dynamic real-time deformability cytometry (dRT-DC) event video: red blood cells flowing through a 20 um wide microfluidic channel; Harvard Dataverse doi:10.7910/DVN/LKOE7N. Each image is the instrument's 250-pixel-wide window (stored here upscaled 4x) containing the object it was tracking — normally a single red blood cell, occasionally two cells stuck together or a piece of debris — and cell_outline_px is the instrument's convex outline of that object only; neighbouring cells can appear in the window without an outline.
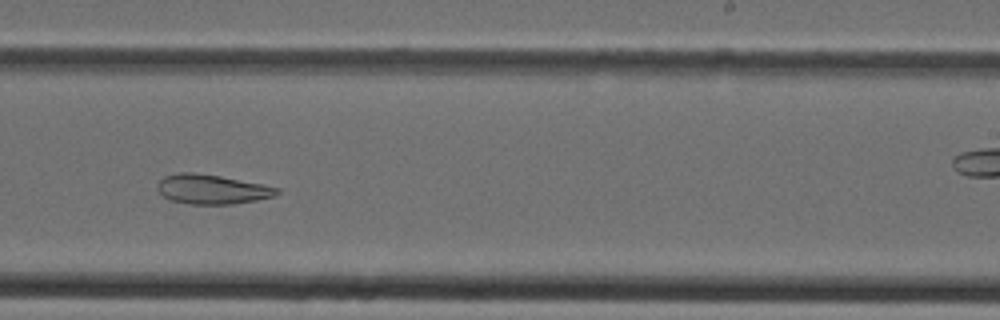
{"species": "Egyptian fruit bat (a non-hibernating species)", "species_latin": "Rousettus aegyptiacus", "temperature_condition": "cold", "stored_images_in_passage": 37, "camera_frame_rate_fps": 3000, "um_per_image_px": 0.085, "animal": {"sex": "female"}, "frame": {"image": 1, "passage_image": 22, "time_ms": 7.0, "image_size_px": [1000, 320], "cell_outline_px": [[280, 192], [272, 196], [256, 200], [232, 204], [188, 204], [172, 200], [164, 196], [156, 188], [156, 184], [164, 176], [180, 172], [192, 172], [220, 176], [280, 188]], "centroid_in_image_um": [17.98, 16.08], "position_along_channel_um": 271.0, "area_um2": 20.35}}
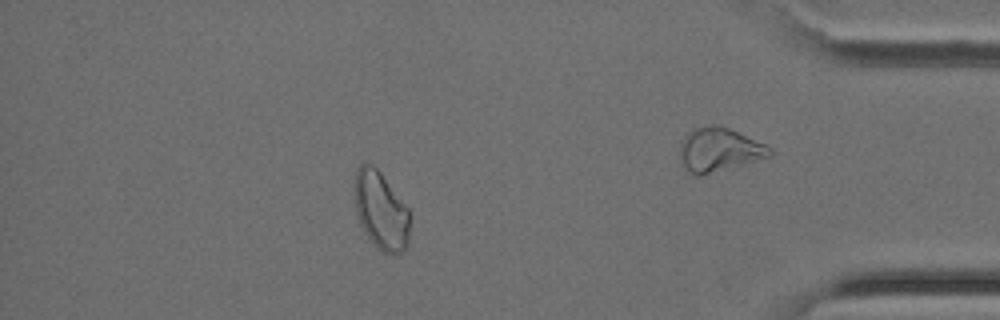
{"frame": {"image": 2, "passage_image": 32, "time_ms": 10.333, "image_size_px": [1000, 320], "cell_outline_px": [[408, 240], [404, 252], [384, 252], [372, 244], [364, 232], [356, 216], [356, 172], [360, 164], [372, 164], [380, 172], [408, 208]], "centroid_in_image_um": [32.36, 17.91], "position_along_channel_um": 402.8, "area_um2": 24.51}}